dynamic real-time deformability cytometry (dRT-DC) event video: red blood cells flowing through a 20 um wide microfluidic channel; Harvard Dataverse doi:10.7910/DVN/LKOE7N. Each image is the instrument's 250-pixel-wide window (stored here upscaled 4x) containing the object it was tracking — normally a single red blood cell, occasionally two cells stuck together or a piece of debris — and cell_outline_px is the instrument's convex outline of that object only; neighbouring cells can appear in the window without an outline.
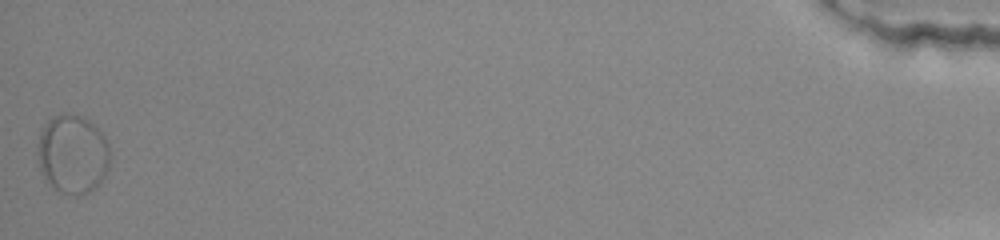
{"species": "common noctule bat (a hibernating species)", "species_latin": "Nyctalus noctula", "temperature_condition": "warm", "stored_images_in_passage": 38, "segment_of_instrument_passage": [2, 2], "camera_frame_rate_fps": 3000, "um_per_image_px": 0.085, "animal": {"sex": "female", "body_mass_g": 22.0, "forearm_length_mm": 56.7}, "frame": {"image": 1, "passage_image": 38, "time_ms": 12.333, "image_size_px": [1000, 240], "cell_outline_px": [[108, 168], [100, 184], [88, 192], [80, 196], [76, 196], [60, 192], [44, 176], [40, 168], [36, 152], [36, 148], [40, 132], [48, 120], [52, 116], [64, 112], [80, 116], [88, 120], [104, 136], [108, 144]], "centroid_in_image_um": [6.15, 13.09], "position_along_channel_um": 429.1, "area_um2": 33.18}}